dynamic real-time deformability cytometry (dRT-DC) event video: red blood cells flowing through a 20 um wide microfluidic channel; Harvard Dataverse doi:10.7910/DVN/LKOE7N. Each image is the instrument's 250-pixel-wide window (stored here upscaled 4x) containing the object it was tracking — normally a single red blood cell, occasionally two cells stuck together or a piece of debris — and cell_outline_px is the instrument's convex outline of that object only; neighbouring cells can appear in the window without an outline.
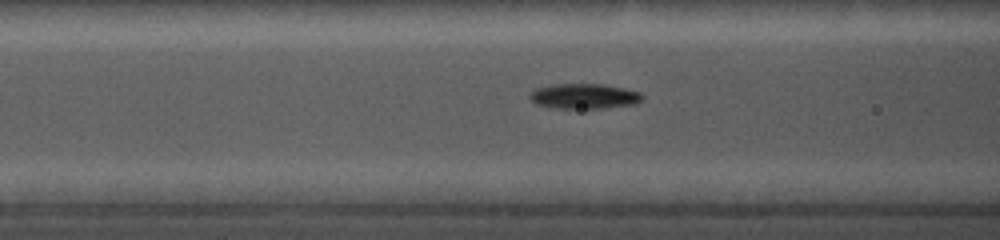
{"species": "common noctule bat (a hibernating species)", "species_latin": "Nyctalus noctula", "temperature_condition": "cold", "stored_images_in_passage": 18, "camera_frame_rate_fps": 5000, "um_per_image_px": 0.085, "animal": {"sex": "female", "body_mass_g": 19.0, "forearm_length_mm": 56.7}, "frame": {"image": 1, "passage_image": 18, "time_ms": 6.8, "image_size_px": [1000, 240], "cell_outline_px": [[644, 96], [636, 104], [600, 108], [548, 108], [536, 104], [532, 100], [532, 92], [536, 88], [556, 84], [604, 84], [640, 92]], "centroid_in_image_um": [49.67, 8.18], "position_along_channel_um": 116.9, "area_um2": 16.3}}